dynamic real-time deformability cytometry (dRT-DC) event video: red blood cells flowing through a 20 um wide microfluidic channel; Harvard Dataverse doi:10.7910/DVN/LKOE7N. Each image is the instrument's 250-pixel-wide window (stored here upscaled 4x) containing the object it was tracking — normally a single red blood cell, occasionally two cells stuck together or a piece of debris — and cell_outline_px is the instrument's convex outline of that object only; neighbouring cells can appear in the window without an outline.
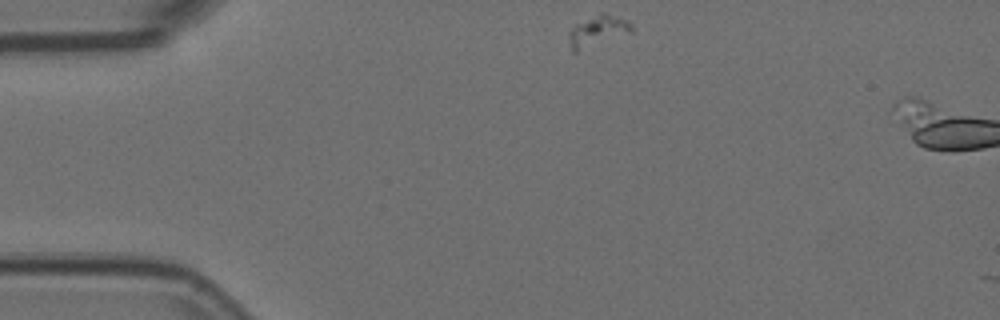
{"species": "Egyptian fruit bat (a non-hibernating species)", "species_latin": "Rousettus aegyptiacus", "temperature_condition": "room temperature", "stored_images_in_passage": 3, "segment_of_instrument_passage": [1, 2], "camera_frame_rate_fps": 3000, "um_per_image_px": 0.085, "animal": {"sex": "female"}, "frame": {"image": 1, "passage_image": 1, "time_ms": 0.0, "image_size_px": [1000, 320], "cell_outline_px": [[632, 32], [576, 52], [572, 52], [568, 36], [568, 32], [576, 24], [600, 12], [604, 12], [628, 20], [632, 24]], "centroid_in_image_um": [50.8, 2.62], "position_along_channel_um": 34.2, "area_um2": 11.27}}